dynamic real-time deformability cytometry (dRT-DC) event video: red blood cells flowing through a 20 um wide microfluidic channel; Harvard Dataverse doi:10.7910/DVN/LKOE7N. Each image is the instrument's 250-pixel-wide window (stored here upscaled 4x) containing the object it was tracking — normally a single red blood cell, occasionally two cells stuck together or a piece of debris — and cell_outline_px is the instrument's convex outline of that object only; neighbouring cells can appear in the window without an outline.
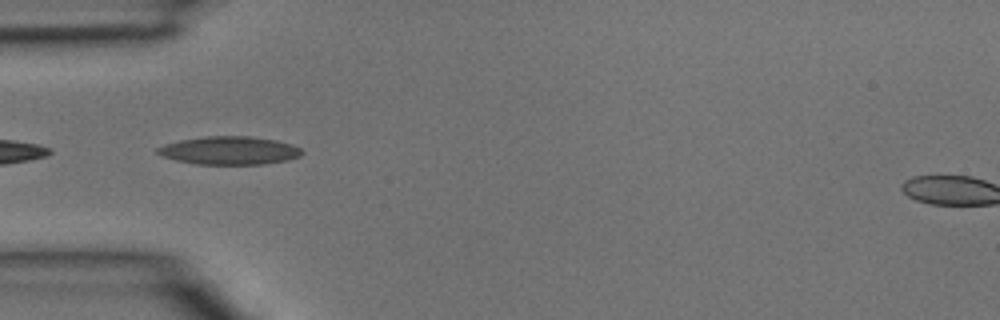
{"species": "common noctule bat (a hibernating species)", "species_latin": "Nyctalus noctula", "temperature_condition": "room temperature", "stored_images_in_passage": 2, "camera_frame_rate_fps": 3000, "um_per_image_px": 0.085, "animal": {"sex": "male", "body_mass_g": 15.6}, "frame": {"image": 1, "passage_image": 1, "time_ms": 0.0, "image_size_px": [1000, 320], "cell_outline_px": [[304, 152], [300, 156], [288, 160], [264, 164], [196, 164], [176, 160], [164, 156], [156, 152], [156, 148], [164, 144], [180, 140], [204, 136], [252, 136], [276, 140], [292, 144], [300, 148]], "centroid_in_image_um": [19.52, 12.79], "position_along_channel_um": 65.5, "area_um2": 23.76}}